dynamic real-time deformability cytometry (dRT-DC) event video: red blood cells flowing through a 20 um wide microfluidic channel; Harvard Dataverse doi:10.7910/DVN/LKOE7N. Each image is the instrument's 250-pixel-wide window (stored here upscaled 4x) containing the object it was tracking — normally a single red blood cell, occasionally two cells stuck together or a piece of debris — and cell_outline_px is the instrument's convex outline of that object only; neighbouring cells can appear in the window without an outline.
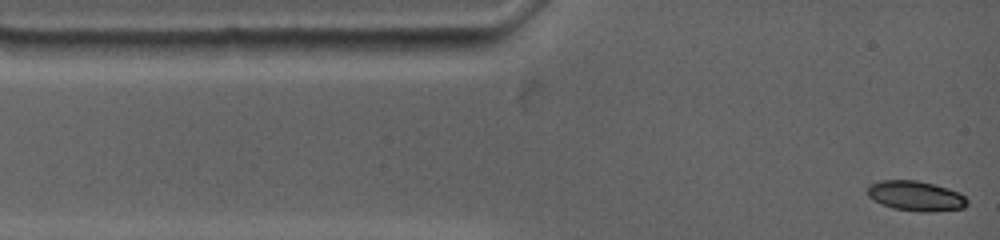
{"species": "common noctule bat (a hibernating species)", "species_latin": "Nyctalus noctula", "temperature_condition": "warm", "stored_images_in_passage": 68, "camera_frame_rate_fps": 4500, "um_per_image_px": 0.085, "animal": {"sex": "female", "body_mass_g": 19.0, "forearm_length_mm": 53.3}, "frame": {"image": 1, "passage_image": 1, "time_ms": 0.0, "image_size_px": [1000, 240], "cell_outline_px": [[968, 204], [964, 208], [932, 212], [920, 212], [892, 208], [880, 204], [868, 196], [868, 184], [880, 180], [916, 180], [948, 188], [960, 192], [968, 200]], "centroid_in_image_um": [77.84, 16.66], "position_along_channel_um": 7.2, "area_um2": 17.63}}
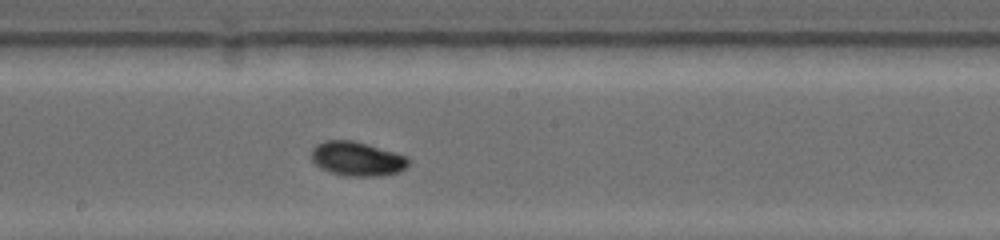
{"frame": {"image": 2, "passage_image": 46, "time_ms": 6.889, "image_size_px": [1000, 240], "cell_outline_px": [[408, 164], [400, 172], [376, 176], [344, 176], [328, 172], [320, 168], [312, 160], [312, 148], [316, 144], [324, 140], [352, 140], [396, 152], [408, 156]], "centroid_in_image_um": [30.33, 13.5], "position_along_channel_um": 217.9, "area_um2": 19.48}}
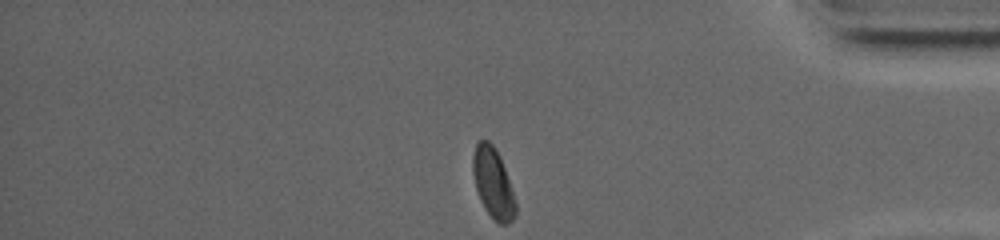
{"frame": {"image": 3, "passage_image": 68, "time_ms": 12.444, "image_size_px": [1000, 240], "cell_outline_px": [[516, 216], [508, 224], [500, 224], [484, 208], [480, 200], [476, 188], [472, 172], [472, 156], [476, 144], [480, 140], [488, 140], [492, 144], [500, 156], [516, 204]], "centroid_in_image_um": [41.89, 15.55], "position_along_channel_um": 393.3, "area_um2": 17.22}, "authors_computed_cell_mechanics": {"area_um2": 18.2648, "velocity_mm_per_s": 3.672, "shape_relaxation_time_tau1_ms": 2.5514, "shape_relaxation_time_tau2_ms": null, "deformation_change_tau1": 0.1436, "deformation_change_tau2": null}}